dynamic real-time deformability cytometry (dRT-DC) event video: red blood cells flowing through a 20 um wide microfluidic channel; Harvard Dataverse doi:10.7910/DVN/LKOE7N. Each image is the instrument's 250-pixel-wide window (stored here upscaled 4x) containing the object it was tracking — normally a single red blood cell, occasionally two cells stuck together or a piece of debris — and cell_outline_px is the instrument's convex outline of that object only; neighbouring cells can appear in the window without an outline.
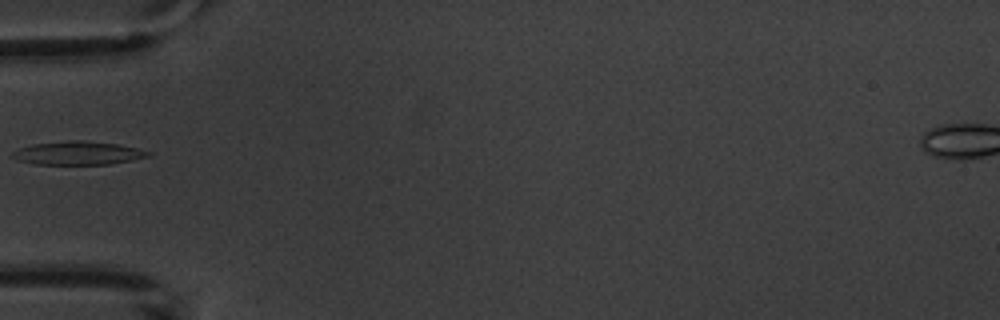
{"species": "common noctule bat (a hibernating species)", "species_latin": "Nyctalus noctula", "temperature_condition": "warm", "stored_images_in_passage": 6, "camera_frame_rate_fps": 3000, "um_per_image_px": 0.085, "animal": {"sex": "male", "body_mass_g": 20.1, "forearm_length_mm": 53.5}, "frame": {"image": 1, "passage_image": 6, "time_ms": 5.667, "image_size_px": [1000, 320], "cell_outline_px": [[152, 152], [148, 156], [132, 160], [108, 164], [36, 164], [20, 160], [12, 156], [12, 152], [20, 148], [36, 144], [68, 140], [84, 140], [116, 144], [136, 148]], "centroid_in_image_um": [6.65, 13.01], "position_along_channel_um": 78.4, "area_um2": 18.15}}